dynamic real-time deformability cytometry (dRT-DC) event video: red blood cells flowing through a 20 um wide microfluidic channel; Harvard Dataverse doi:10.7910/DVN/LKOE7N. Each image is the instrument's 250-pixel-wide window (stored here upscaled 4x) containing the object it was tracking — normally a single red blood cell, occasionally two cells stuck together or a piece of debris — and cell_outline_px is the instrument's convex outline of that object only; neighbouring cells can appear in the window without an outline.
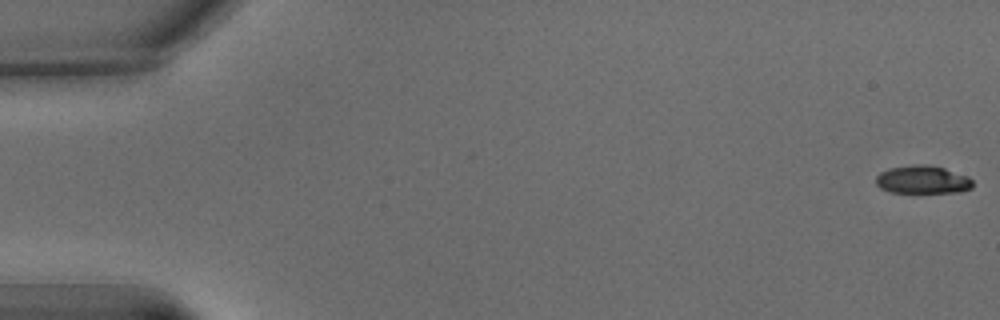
{"species": "common noctule bat (a hibernating species)", "species_latin": "Nyctalus noctula", "temperature_condition": "warm", "stored_images_in_passage": 65, "camera_frame_rate_fps": 3000, "um_per_image_px": 0.085, "animal": {"sex": "male", "body_mass_g": 15.6}, "frame": {"image": 1, "passage_image": 1, "time_ms": 0.0, "image_size_px": [1000, 320], "cell_outline_px": [[972, 188], [960, 192], [892, 192], [880, 188], [876, 184], [876, 176], [880, 172], [888, 168], [916, 164], [928, 164], [944, 168], [968, 176], [972, 180]], "centroid_in_image_um": [78.41, 15.26], "position_along_channel_um": 6.6, "area_um2": 15.84}}
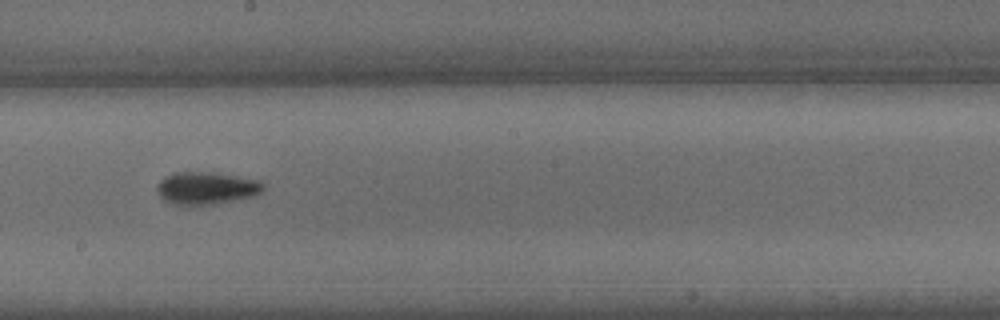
{"frame": {"image": 2, "passage_image": 37, "time_ms": 12.0, "image_size_px": [1000, 320], "cell_outline_px": [[264, 188], [260, 192], [252, 196], [216, 204], [188, 208], [172, 204], [164, 200], [156, 192], [156, 184], [164, 176], [172, 172], [212, 172], [260, 180], [264, 184]], "centroid_in_image_um": [17.46, 16.02], "position_along_channel_um": 230.7, "area_um2": 20.75}}
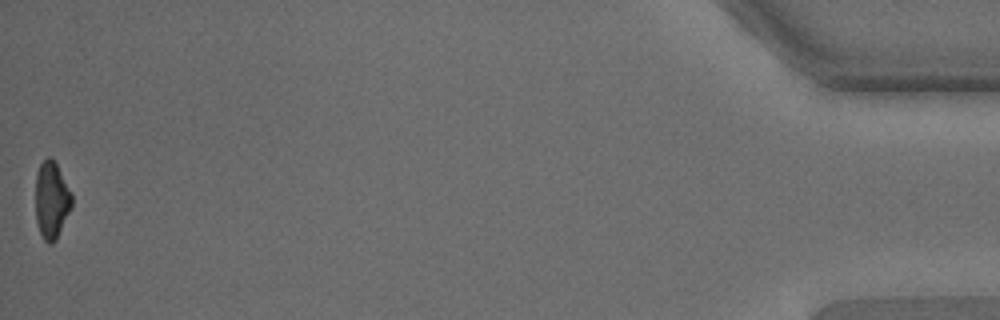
{"frame": {"image": 3, "passage_image": 65, "time_ms": 21.333, "image_size_px": [1000, 320], "cell_outline_px": [[72, 208], [56, 240], [52, 244], [48, 244], [44, 240], [40, 232], [36, 220], [36, 172], [40, 164], [48, 156], [52, 156], [72, 192]], "centroid_in_image_um": [4.4, 17.0], "position_along_channel_um": 430.8, "area_um2": 16.53}, "authors_computed_cell_mechanics": {"area_um2": 17.7446, "velocity_mm_per_s": 3.1528, "shape_relaxation_time_tau1_ms": 4.6102, "shape_relaxation_time_tau2_ms": 4.8602, "deformation_change_tau1": 0.1577, "deformation_change_tau2": 0.1139}}